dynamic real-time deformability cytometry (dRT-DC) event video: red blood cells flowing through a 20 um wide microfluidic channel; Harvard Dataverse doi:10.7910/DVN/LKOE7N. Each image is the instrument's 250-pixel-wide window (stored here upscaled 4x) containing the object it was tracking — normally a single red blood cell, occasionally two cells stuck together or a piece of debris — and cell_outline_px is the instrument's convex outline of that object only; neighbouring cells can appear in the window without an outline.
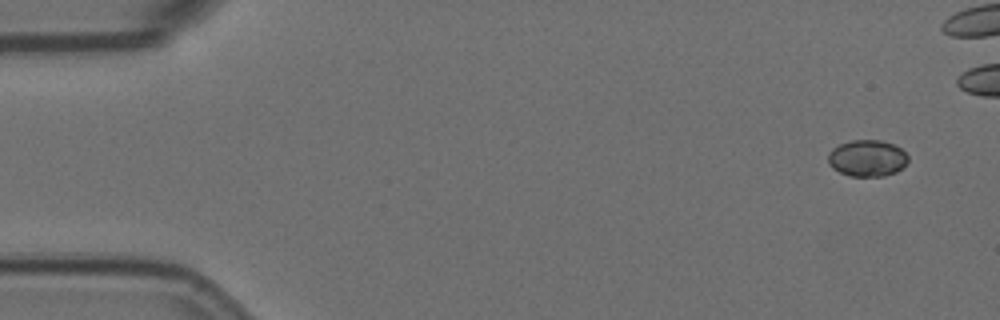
{"species": "Egyptian fruit bat (a non-hibernating species)", "species_latin": "Rousettus aegyptiacus", "temperature_condition": "room temperature", "stored_images_in_passage": 5, "camera_frame_rate_fps": 3000, "um_per_image_px": 0.085, "animal": {"sex": "female"}, "frame": {"image": 1, "passage_image": 1, "time_ms": 0.0, "image_size_px": [1000, 320], "cell_outline_px": [[908, 164], [896, 172], [884, 176], [852, 176], [840, 172], [832, 168], [828, 164], [828, 152], [832, 148], [840, 144], [852, 140], [880, 140], [892, 144], [900, 148], [908, 156]], "centroid_in_image_um": [73.71, 13.45], "position_along_channel_um": 11.3, "area_um2": 17.11}}